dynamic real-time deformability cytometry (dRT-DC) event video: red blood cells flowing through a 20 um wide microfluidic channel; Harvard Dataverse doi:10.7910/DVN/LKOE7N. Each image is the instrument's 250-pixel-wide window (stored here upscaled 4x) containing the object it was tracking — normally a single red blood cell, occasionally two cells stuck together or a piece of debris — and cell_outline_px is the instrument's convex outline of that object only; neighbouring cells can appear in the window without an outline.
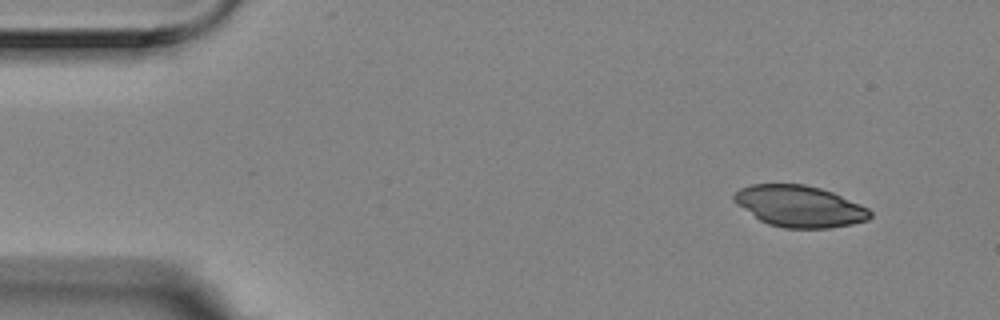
{"species": "Egyptian fruit bat (a non-hibernating species)", "species_latin": "Rousettus aegyptiacus", "temperature_condition": "room temperature", "stored_images_in_passage": 4, "camera_frame_rate_fps": 3000, "um_per_image_px": 0.085, "animal": {"sex": "female"}, "frame": {"image": 1, "passage_image": 1, "time_ms": 0.0, "image_size_px": [1000, 320], "cell_outline_px": [[872, 216], [868, 220], [852, 224], [828, 228], [784, 228], [768, 224], [760, 220], [736, 204], [732, 200], [732, 196], [740, 188], [752, 184], [804, 184], [820, 188], [832, 192], [860, 204], [868, 208], [872, 212]], "centroid_in_image_um": [67.95, 17.53], "position_along_channel_um": 17.0, "area_um2": 32.83}}